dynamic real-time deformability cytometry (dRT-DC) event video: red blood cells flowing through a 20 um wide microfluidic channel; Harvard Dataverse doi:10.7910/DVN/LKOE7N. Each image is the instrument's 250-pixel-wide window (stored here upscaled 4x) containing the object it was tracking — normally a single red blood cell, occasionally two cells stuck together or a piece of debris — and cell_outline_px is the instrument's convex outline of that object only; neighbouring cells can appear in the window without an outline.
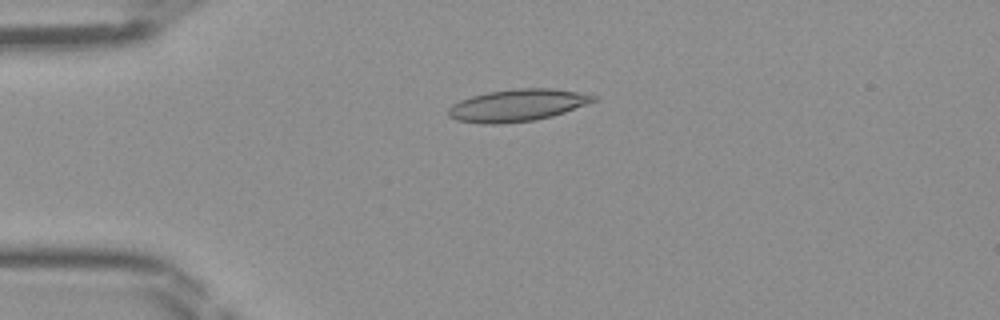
{"species": "Egyptian fruit bat (a non-hibernating species)", "species_latin": "Rousettus aegyptiacus", "temperature_condition": "room temperature", "stored_images_in_passage": 46, "camera_frame_rate_fps": 3000, "um_per_image_px": 0.085, "frame": {"image": 1, "passage_image": 11, "time_ms": 3.333, "image_size_px": [1000, 320], "cell_outline_px": [[600, 96], [596, 100], [564, 112], [552, 116], [536, 120], [500, 124], [484, 124], [456, 120], [448, 116], [448, 108], [452, 104], [460, 100], [472, 96], [488, 92], [520, 88], [552, 88]], "centroid_in_image_um": [43.95, 8.95], "position_along_channel_um": 41.0, "area_um2": 27.05}}
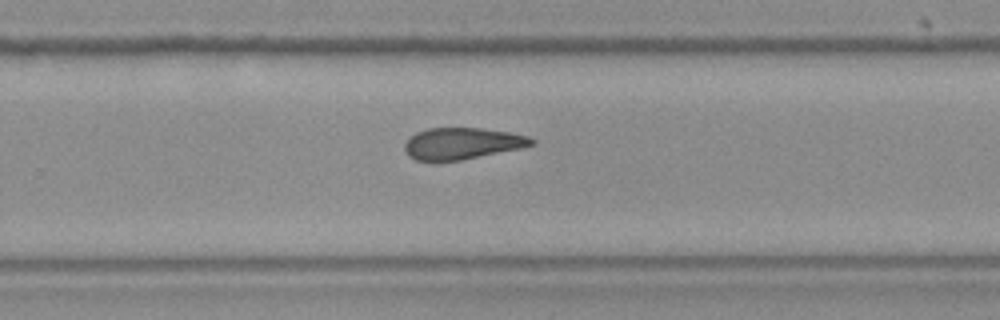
{"frame": {"image": 2, "passage_image": 30, "time_ms": 9.667, "image_size_px": [1000, 320], "cell_outline_px": [[536, 144], [520, 148], [460, 160], [416, 160], [408, 156], [404, 148], [404, 144], [416, 132], [428, 128], [480, 128], [508, 132], [528, 136], [536, 140]], "centroid_in_image_um": [39.29, 12.18], "position_along_channel_um": 290.5, "area_um2": 23.06}}
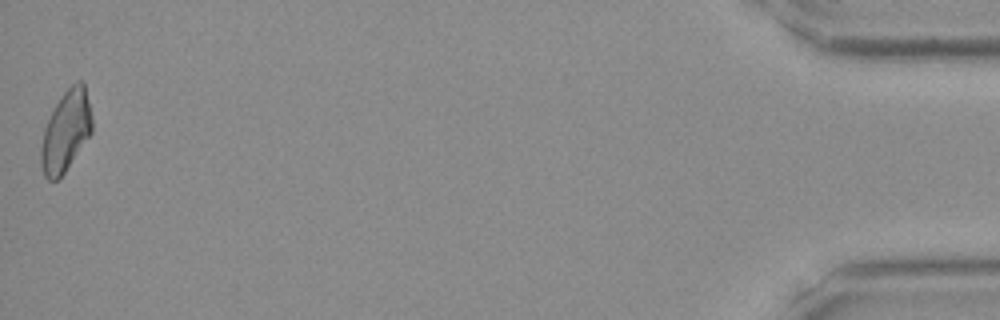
{"frame": {"image": 3, "passage_image": 46, "time_ms": 15.0, "image_size_px": [1000, 320], "cell_outline_px": [[92, 132], [60, 180], [48, 180], [44, 176], [40, 164], [40, 148], [44, 128], [56, 104], [64, 92], [76, 80], [80, 80], [84, 84], [92, 116]], "centroid_in_image_um": [5.59, 11.19], "position_along_channel_um": 429.6, "area_um2": 24.1}}